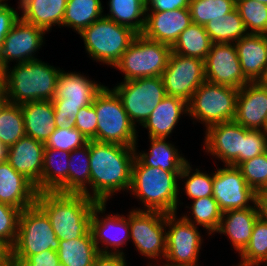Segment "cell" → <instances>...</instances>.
I'll list each match as a JSON object with an SVG mask.
<instances>
[{"label":"cell","instance_id":"cell-1","mask_svg":"<svg viewBox=\"0 0 267 266\" xmlns=\"http://www.w3.org/2000/svg\"><path fill=\"white\" fill-rule=\"evenodd\" d=\"M89 154V198L107 203L114 193L130 190L134 147L89 140Z\"/></svg>","mask_w":267,"mask_h":266},{"label":"cell","instance_id":"cell-2","mask_svg":"<svg viewBox=\"0 0 267 266\" xmlns=\"http://www.w3.org/2000/svg\"><path fill=\"white\" fill-rule=\"evenodd\" d=\"M96 203L85 194L40 192L36 196V204L49 217L59 240L84 236L90 230V220Z\"/></svg>","mask_w":267,"mask_h":266},{"label":"cell","instance_id":"cell-3","mask_svg":"<svg viewBox=\"0 0 267 266\" xmlns=\"http://www.w3.org/2000/svg\"><path fill=\"white\" fill-rule=\"evenodd\" d=\"M181 172L164 171L143 165L136 157L132 164L129 192L143 203L135 210L177 213L179 203V175ZM178 183V184H177Z\"/></svg>","mask_w":267,"mask_h":266},{"label":"cell","instance_id":"cell-4","mask_svg":"<svg viewBox=\"0 0 267 266\" xmlns=\"http://www.w3.org/2000/svg\"><path fill=\"white\" fill-rule=\"evenodd\" d=\"M60 68L41 59L17 63L5 68L7 102L21 105L34 101L52 100Z\"/></svg>","mask_w":267,"mask_h":266},{"label":"cell","instance_id":"cell-5","mask_svg":"<svg viewBox=\"0 0 267 266\" xmlns=\"http://www.w3.org/2000/svg\"><path fill=\"white\" fill-rule=\"evenodd\" d=\"M92 104L98 118L97 142L130 147L137 145L136 126L128 117L121 99L113 89L103 86L94 97Z\"/></svg>","mask_w":267,"mask_h":266},{"label":"cell","instance_id":"cell-6","mask_svg":"<svg viewBox=\"0 0 267 266\" xmlns=\"http://www.w3.org/2000/svg\"><path fill=\"white\" fill-rule=\"evenodd\" d=\"M85 50L96 62L114 67L138 35L129 27L103 16L80 33Z\"/></svg>","mask_w":267,"mask_h":266},{"label":"cell","instance_id":"cell-7","mask_svg":"<svg viewBox=\"0 0 267 266\" xmlns=\"http://www.w3.org/2000/svg\"><path fill=\"white\" fill-rule=\"evenodd\" d=\"M58 251L59 239L46 213L35 203L21 211L16 241L11 248L14 260H27L46 250Z\"/></svg>","mask_w":267,"mask_h":266},{"label":"cell","instance_id":"cell-8","mask_svg":"<svg viewBox=\"0 0 267 266\" xmlns=\"http://www.w3.org/2000/svg\"><path fill=\"white\" fill-rule=\"evenodd\" d=\"M239 90L225 85L203 82L187 102L191 119L205 124L206 129L217 123L233 121Z\"/></svg>","mask_w":267,"mask_h":266},{"label":"cell","instance_id":"cell-9","mask_svg":"<svg viewBox=\"0 0 267 266\" xmlns=\"http://www.w3.org/2000/svg\"><path fill=\"white\" fill-rule=\"evenodd\" d=\"M171 52V46L138 34L114 67L125 74L124 81L162 76Z\"/></svg>","mask_w":267,"mask_h":266},{"label":"cell","instance_id":"cell-10","mask_svg":"<svg viewBox=\"0 0 267 266\" xmlns=\"http://www.w3.org/2000/svg\"><path fill=\"white\" fill-rule=\"evenodd\" d=\"M112 88L121 99L132 123L143 125L166 96L162 76L127 80Z\"/></svg>","mask_w":267,"mask_h":266},{"label":"cell","instance_id":"cell-11","mask_svg":"<svg viewBox=\"0 0 267 266\" xmlns=\"http://www.w3.org/2000/svg\"><path fill=\"white\" fill-rule=\"evenodd\" d=\"M130 239L140 255L148 259H165L166 213L132 209L128 213Z\"/></svg>","mask_w":267,"mask_h":266},{"label":"cell","instance_id":"cell-12","mask_svg":"<svg viewBox=\"0 0 267 266\" xmlns=\"http://www.w3.org/2000/svg\"><path fill=\"white\" fill-rule=\"evenodd\" d=\"M177 213H166V256L164 261L174 265H198L203 237L198 226L179 219Z\"/></svg>","mask_w":267,"mask_h":266},{"label":"cell","instance_id":"cell-13","mask_svg":"<svg viewBox=\"0 0 267 266\" xmlns=\"http://www.w3.org/2000/svg\"><path fill=\"white\" fill-rule=\"evenodd\" d=\"M162 79L166 95L188 102L198 87L206 81L204 60L171 52Z\"/></svg>","mask_w":267,"mask_h":266},{"label":"cell","instance_id":"cell-14","mask_svg":"<svg viewBox=\"0 0 267 266\" xmlns=\"http://www.w3.org/2000/svg\"><path fill=\"white\" fill-rule=\"evenodd\" d=\"M106 204L107 203H96L93 207V213L90 220V231L94 243L96 244L99 253L124 255L125 253L121 246H126L127 241L130 240L128 215L126 217L117 213L115 215L107 214L105 216L103 213L105 214ZM100 213L104 217L102 215L99 216ZM100 246L102 248H100Z\"/></svg>","mask_w":267,"mask_h":266},{"label":"cell","instance_id":"cell-15","mask_svg":"<svg viewBox=\"0 0 267 266\" xmlns=\"http://www.w3.org/2000/svg\"><path fill=\"white\" fill-rule=\"evenodd\" d=\"M213 197L222 212L250 208L256 203L255 191L247 185L240 169L232 165L214 171Z\"/></svg>","mask_w":267,"mask_h":266},{"label":"cell","instance_id":"cell-16","mask_svg":"<svg viewBox=\"0 0 267 266\" xmlns=\"http://www.w3.org/2000/svg\"><path fill=\"white\" fill-rule=\"evenodd\" d=\"M46 31L20 17L13 23L0 47V66L10 67V62L24 63L37 60V52L44 40Z\"/></svg>","mask_w":267,"mask_h":266},{"label":"cell","instance_id":"cell-17","mask_svg":"<svg viewBox=\"0 0 267 266\" xmlns=\"http://www.w3.org/2000/svg\"><path fill=\"white\" fill-rule=\"evenodd\" d=\"M206 81L241 89L250 81L244 76L234 43H212L204 60Z\"/></svg>","mask_w":267,"mask_h":266},{"label":"cell","instance_id":"cell-18","mask_svg":"<svg viewBox=\"0 0 267 266\" xmlns=\"http://www.w3.org/2000/svg\"><path fill=\"white\" fill-rule=\"evenodd\" d=\"M205 132L204 149L222 160L224 165L239 166L243 162L244 127L233 121L209 126Z\"/></svg>","mask_w":267,"mask_h":266},{"label":"cell","instance_id":"cell-19","mask_svg":"<svg viewBox=\"0 0 267 266\" xmlns=\"http://www.w3.org/2000/svg\"><path fill=\"white\" fill-rule=\"evenodd\" d=\"M44 143L29 136L22 137L8 147L7 162L42 192Z\"/></svg>","mask_w":267,"mask_h":266},{"label":"cell","instance_id":"cell-20","mask_svg":"<svg viewBox=\"0 0 267 266\" xmlns=\"http://www.w3.org/2000/svg\"><path fill=\"white\" fill-rule=\"evenodd\" d=\"M267 118V87L258 81L249 82L237 95L234 121L249 130L265 131Z\"/></svg>","mask_w":267,"mask_h":266},{"label":"cell","instance_id":"cell-21","mask_svg":"<svg viewBox=\"0 0 267 266\" xmlns=\"http://www.w3.org/2000/svg\"><path fill=\"white\" fill-rule=\"evenodd\" d=\"M192 23L189 8L146 12L142 35L152 41L173 46L179 35Z\"/></svg>","mask_w":267,"mask_h":266},{"label":"cell","instance_id":"cell-22","mask_svg":"<svg viewBox=\"0 0 267 266\" xmlns=\"http://www.w3.org/2000/svg\"><path fill=\"white\" fill-rule=\"evenodd\" d=\"M103 86L78 72L60 70L55 94L51 101L53 105H71L82 108L93 103L94 97Z\"/></svg>","mask_w":267,"mask_h":266},{"label":"cell","instance_id":"cell-23","mask_svg":"<svg viewBox=\"0 0 267 266\" xmlns=\"http://www.w3.org/2000/svg\"><path fill=\"white\" fill-rule=\"evenodd\" d=\"M36 187L7 161L0 163V203L24 210L36 203Z\"/></svg>","mask_w":267,"mask_h":266},{"label":"cell","instance_id":"cell-24","mask_svg":"<svg viewBox=\"0 0 267 266\" xmlns=\"http://www.w3.org/2000/svg\"><path fill=\"white\" fill-rule=\"evenodd\" d=\"M234 44L244 76L259 81L267 66V35L248 33Z\"/></svg>","mask_w":267,"mask_h":266},{"label":"cell","instance_id":"cell-25","mask_svg":"<svg viewBox=\"0 0 267 266\" xmlns=\"http://www.w3.org/2000/svg\"><path fill=\"white\" fill-rule=\"evenodd\" d=\"M258 218L256 203L250 208L222 212V218L216 233L228 236L231 245L239 254L248 244L253 226Z\"/></svg>","mask_w":267,"mask_h":266},{"label":"cell","instance_id":"cell-26","mask_svg":"<svg viewBox=\"0 0 267 266\" xmlns=\"http://www.w3.org/2000/svg\"><path fill=\"white\" fill-rule=\"evenodd\" d=\"M183 114H188L187 102L182 98L166 95L142 127L148 129V136L151 138H168Z\"/></svg>","mask_w":267,"mask_h":266},{"label":"cell","instance_id":"cell-27","mask_svg":"<svg viewBox=\"0 0 267 266\" xmlns=\"http://www.w3.org/2000/svg\"><path fill=\"white\" fill-rule=\"evenodd\" d=\"M67 0H19L22 20L48 32L55 25L62 26Z\"/></svg>","mask_w":267,"mask_h":266},{"label":"cell","instance_id":"cell-28","mask_svg":"<svg viewBox=\"0 0 267 266\" xmlns=\"http://www.w3.org/2000/svg\"><path fill=\"white\" fill-rule=\"evenodd\" d=\"M20 106L24 118L26 136L45 143L56 129L52 101L27 102Z\"/></svg>","mask_w":267,"mask_h":266},{"label":"cell","instance_id":"cell-29","mask_svg":"<svg viewBox=\"0 0 267 266\" xmlns=\"http://www.w3.org/2000/svg\"><path fill=\"white\" fill-rule=\"evenodd\" d=\"M149 152L135 149V157L145 166L161 168L164 171L181 172L188 160L180 154L175 145L169 143L167 138H151ZM146 152V153H145Z\"/></svg>","mask_w":267,"mask_h":266},{"label":"cell","instance_id":"cell-30","mask_svg":"<svg viewBox=\"0 0 267 266\" xmlns=\"http://www.w3.org/2000/svg\"><path fill=\"white\" fill-rule=\"evenodd\" d=\"M70 153L45 148L42 167V192L68 193Z\"/></svg>","mask_w":267,"mask_h":266},{"label":"cell","instance_id":"cell-31","mask_svg":"<svg viewBox=\"0 0 267 266\" xmlns=\"http://www.w3.org/2000/svg\"><path fill=\"white\" fill-rule=\"evenodd\" d=\"M57 254L65 266H92L99 251L89 230L80 238L59 240Z\"/></svg>","mask_w":267,"mask_h":266},{"label":"cell","instance_id":"cell-32","mask_svg":"<svg viewBox=\"0 0 267 266\" xmlns=\"http://www.w3.org/2000/svg\"><path fill=\"white\" fill-rule=\"evenodd\" d=\"M109 12L104 14L119 25L142 34L146 22V0H109Z\"/></svg>","mask_w":267,"mask_h":266},{"label":"cell","instance_id":"cell-33","mask_svg":"<svg viewBox=\"0 0 267 266\" xmlns=\"http://www.w3.org/2000/svg\"><path fill=\"white\" fill-rule=\"evenodd\" d=\"M103 9L101 0H67L62 27H70L79 34L104 16Z\"/></svg>","mask_w":267,"mask_h":266},{"label":"cell","instance_id":"cell-34","mask_svg":"<svg viewBox=\"0 0 267 266\" xmlns=\"http://www.w3.org/2000/svg\"><path fill=\"white\" fill-rule=\"evenodd\" d=\"M211 45L212 41L204 26L192 22L179 35L171 50L182 56L205 60Z\"/></svg>","mask_w":267,"mask_h":266},{"label":"cell","instance_id":"cell-35","mask_svg":"<svg viewBox=\"0 0 267 266\" xmlns=\"http://www.w3.org/2000/svg\"><path fill=\"white\" fill-rule=\"evenodd\" d=\"M89 187V188H88ZM90 190L89 141L85 146L71 151L68 170V193L85 194Z\"/></svg>","mask_w":267,"mask_h":266},{"label":"cell","instance_id":"cell-36","mask_svg":"<svg viewBox=\"0 0 267 266\" xmlns=\"http://www.w3.org/2000/svg\"><path fill=\"white\" fill-rule=\"evenodd\" d=\"M204 28L212 43H235L248 34L236 8L225 17L212 19Z\"/></svg>","mask_w":267,"mask_h":266},{"label":"cell","instance_id":"cell-37","mask_svg":"<svg viewBox=\"0 0 267 266\" xmlns=\"http://www.w3.org/2000/svg\"><path fill=\"white\" fill-rule=\"evenodd\" d=\"M187 208L191 209L193 216L182 215V217L194 225L202 226L208 232V236L215 233L219 227L222 218V211L220 210L217 201L213 196L194 199L192 205Z\"/></svg>","mask_w":267,"mask_h":266},{"label":"cell","instance_id":"cell-38","mask_svg":"<svg viewBox=\"0 0 267 266\" xmlns=\"http://www.w3.org/2000/svg\"><path fill=\"white\" fill-rule=\"evenodd\" d=\"M26 135L21 106L6 102L0 108V142L7 147Z\"/></svg>","mask_w":267,"mask_h":266},{"label":"cell","instance_id":"cell-39","mask_svg":"<svg viewBox=\"0 0 267 266\" xmlns=\"http://www.w3.org/2000/svg\"><path fill=\"white\" fill-rule=\"evenodd\" d=\"M239 256L241 261L236 266H267V222L256 220L251 238Z\"/></svg>","mask_w":267,"mask_h":266},{"label":"cell","instance_id":"cell-40","mask_svg":"<svg viewBox=\"0 0 267 266\" xmlns=\"http://www.w3.org/2000/svg\"><path fill=\"white\" fill-rule=\"evenodd\" d=\"M236 8V0H191L189 11L192 22L205 26L212 19L225 17Z\"/></svg>","mask_w":267,"mask_h":266},{"label":"cell","instance_id":"cell-41","mask_svg":"<svg viewBox=\"0 0 267 266\" xmlns=\"http://www.w3.org/2000/svg\"><path fill=\"white\" fill-rule=\"evenodd\" d=\"M193 170L188 162L179 175V180L184 179L185 181L183 190L188 198L194 200L213 196L214 173L207 174V172H201L199 168Z\"/></svg>","mask_w":267,"mask_h":266},{"label":"cell","instance_id":"cell-42","mask_svg":"<svg viewBox=\"0 0 267 266\" xmlns=\"http://www.w3.org/2000/svg\"><path fill=\"white\" fill-rule=\"evenodd\" d=\"M236 9L248 33L267 35V5L254 0H236Z\"/></svg>","mask_w":267,"mask_h":266},{"label":"cell","instance_id":"cell-43","mask_svg":"<svg viewBox=\"0 0 267 266\" xmlns=\"http://www.w3.org/2000/svg\"><path fill=\"white\" fill-rule=\"evenodd\" d=\"M88 139L75 127L56 128L44 143L45 148L71 152L88 144Z\"/></svg>","mask_w":267,"mask_h":266},{"label":"cell","instance_id":"cell-44","mask_svg":"<svg viewBox=\"0 0 267 266\" xmlns=\"http://www.w3.org/2000/svg\"><path fill=\"white\" fill-rule=\"evenodd\" d=\"M20 209L0 203V241L10 249L13 247L19 227Z\"/></svg>","mask_w":267,"mask_h":266},{"label":"cell","instance_id":"cell-45","mask_svg":"<svg viewBox=\"0 0 267 266\" xmlns=\"http://www.w3.org/2000/svg\"><path fill=\"white\" fill-rule=\"evenodd\" d=\"M238 168L242 172L247 185L256 191L267 177V151L242 162Z\"/></svg>","mask_w":267,"mask_h":266},{"label":"cell","instance_id":"cell-46","mask_svg":"<svg viewBox=\"0 0 267 266\" xmlns=\"http://www.w3.org/2000/svg\"><path fill=\"white\" fill-rule=\"evenodd\" d=\"M267 151V133L244 127L243 162Z\"/></svg>","mask_w":267,"mask_h":266},{"label":"cell","instance_id":"cell-47","mask_svg":"<svg viewBox=\"0 0 267 266\" xmlns=\"http://www.w3.org/2000/svg\"><path fill=\"white\" fill-rule=\"evenodd\" d=\"M97 119L93 104L82 107L77 114L75 128L88 140L97 141Z\"/></svg>","mask_w":267,"mask_h":266},{"label":"cell","instance_id":"cell-48","mask_svg":"<svg viewBox=\"0 0 267 266\" xmlns=\"http://www.w3.org/2000/svg\"><path fill=\"white\" fill-rule=\"evenodd\" d=\"M55 127L69 129L75 127L76 117L81 108L71 105H53Z\"/></svg>","mask_w":267,"mask_h":266},{"label":"cell","instance_id":"cell-49","mask_svg":"<svg viewBox=\"0 0 267 266\" xmlns=\"http://www.w3.org/2000/svg\"><path fill=\"white\" fill-rule=\"evenodd\" d=\"M19 266H58L60 260L58 254L53 250H46L31 255L27 260H15Z\"/></svg>","mask_w":267,"mask_h":266},{"label":"cell","instance_id":"cell-50","mask_svg":"<svg viewBox=\"0 0 267 266\" xmlns=\"http://www.w3.org/2000/svg\"><path fill=\"white\" fill-rule=\"evenodd\" d=\"M19 15L15 8L8 5L7 2H0V47Z\"/></svg>","mask_w":267,"mask_h":266},{"label":"cell","instance_id":"cell-51","mask_svg":"<svg viewBox=\"0 0 267 266\" xmlns=\"http://www.w3.org/2000/svg\"><path fill=\"white\" fill-rule=\"evenodd\" d=\"M190 2L191 0H146V12H163L189 8Z\"/></svg>","mask_w":267,"mask_h":266},{"label":"cell","instance_id":"cell-52","mask_svg":"<svg viewBox=\"0 0 267 266\" xmlns=\"http://www.w3.org/2000/svg\"><path fill=\"white\" fill-rule=\"evenodd\" d=\"M125 255L99 253L92 266H128Z\"/></svg>","mask_w":267,"mask_h":266},{"label":"cell","instance_id":"cell-53","mask_svg":"<svg viewBox=\"0 0 267 266\" xmlns=\"http://www.w3.org/2000/svg\"><path fill=\"white\" fill-rule=\"evenodd\" d=\"M259 218L267 222V191H255Z\"/></svg>","mask_w":267,"mask_h":266},{"label":"cell","instance_id":"cell-54","mask_svg":"<svg viewBox=\"0 0 267 266\" xmlns=\"http://www.w3.org/2000/svg\"><path fill=\"white\" fill-rule=\"evenodd\" d=\"M11 257V249L0 241V265L5 263Z\"/></svg>","mask_w":267,"mask_h":266},{"label":"cell","instance_id":"cell-55","mask_svg":"<svg viewBox=\"0 0 267 266\" xmlns=\"http://www.w3.org/2000/svg\"><path fill=\"white\" fill-rule=\"evenodd\" d=\"M0 94H6L5 68L0 66Z\"/></svg>","mask_w":267,"mask_h":266},{"label":"cell","instance_id":"cell-56","mask_svg":"<svg viewBox=\"0 0 267 266\" xmlns=\"http://www.w3.org/2000/svg\"><path fill=\"white\" fill-rule=\"evenodd\" d=\"M8 156V147L0 142V163L6 162Z\"/></svg>","mask_w":267,"mask_h":266},{"label":"cell","instance_id":"cell-57","mask_svg":"<svg viewBox=\"0 0 267 266\" xmlns=\"http://www.w3.org/2000/svg\"><path fill=\"white\" fill-rule=\"evenodd\" d=\"M261 85L267 87V66L265 68V71L263 73V76L258 81Z\"/></svg>","mask_w":267,"mask_h":266},{"label":"cell","instance_id":"cell-58","mask_svg":"<svg viewBox=\"0 0 267 266\" xmlns=\"http://www.w3.org/2000/svg\"><path fill=\"white\" fill-rule=\"evenodd\" d=\"M0 266H19L15 260L10 257L5 263L1 264Z\"/></svg>","mask_w":267,"mask_h":266},{"label":"cell","instance_id":"cell-59","mask_svg":"<svg viewBox=\"0 0 267 266\" xmlns=\"http://www.w3.org/2000/svg\"><path fill=\"white\" fill-rule=\"evenodd\" d=\"M256 191H267V177L264 183Z\"/></svg>","mask_w":267,"mask_h":266},{"label":"cell","instance_id":"cell-60","mask_svg":"<svg viewBox=\"0 0 267 266\" xmlns=\"http://www.w3.org/2000/svg\"><path fill=\"white\" fill-rule=\"evenodd\" d=\"M7 102L6 94H0V108Z\"/></svg>","mask_w":267,"mask_h":266},{"label":"cell","instance_id":"cell-61","mask_svg":"<svg viewBox=\"0 0 267 266\" xmlns=\"http://www.w3.org/2000/svg\"><path fill=\"white\" fill-rule=\"evenodd\" d=\"M147 266H153V265H149V264H147ZM154 266H156V265H154ZM158 266V265H157ZM159 266H161V265H159ZM162 266H199V265H174V264H170V263H168V262H166V263H163V265Z\"/></svg>","mask_w":267,"mask_h":266},{"label":"cell","instance_id":"cell-62","mask_svg":"<svg viewBox=\"0 0 267 266\" xmlns=\"http://www.w3.org/2000/svg\"><path fill=\"white\" fill-rule=\"evenodd\" d=\"M254 1H256V2H260V3H262V4H266V5H267V0H254Z\"/></svg>","mask_w":267,"mask_h":266},{"label":"cell","instance_id":"cell-63","mask_svg":"<svg viewBox=\"0 0 267 266\" xmlns=\"http://www.w3.org/2000/svg\"><path fill=\"white\" fill-rule=\"evenodd\" d=\"M265 132L267 133V118H266V121H265Z\"/></svg>","mask_w":267,"mask_h":266},{"label":"cell","instance_id":"cell-64","mask_svg":"<svg viewBox=\"0 0 267 266\" xmlns=\"http://www.w3.org/2000/svg\"><path fill=\"white\" fill-rule=\"evenodd\" d=\"M58 266H65V265H64L63 263L60 262Z\"/></svg>","mask_w":267,"mask_h":266}]
</instances>
